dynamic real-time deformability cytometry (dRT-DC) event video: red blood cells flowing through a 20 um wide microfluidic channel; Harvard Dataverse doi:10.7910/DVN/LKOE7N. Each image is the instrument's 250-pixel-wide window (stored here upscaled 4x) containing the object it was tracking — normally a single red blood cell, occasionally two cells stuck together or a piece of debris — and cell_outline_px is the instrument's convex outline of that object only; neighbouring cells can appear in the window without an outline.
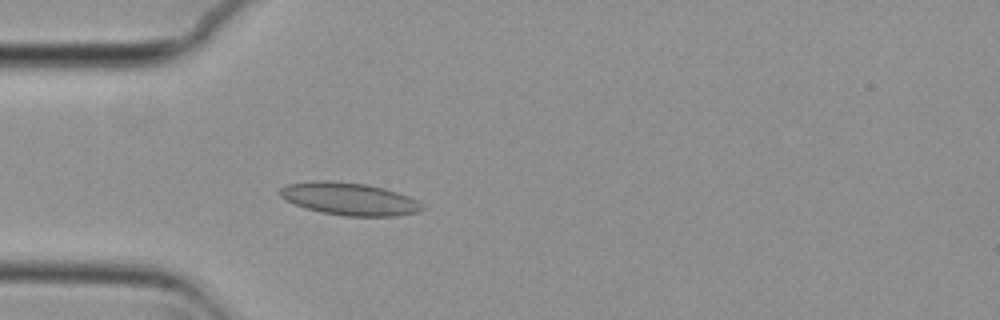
{"species": "common noctule bat (a hibernating species)", "species_latin": "Nyctalus noctula", "temperature_condition": "cold", "stored_images_in_passage": 45, "camera_frame_rate_fps": 3000, "um_per_image_px": 0.085, "animal": {"sex": "female", "body_mass_g": 29.2, "forearm_length_mm": 56.3}, "frame": {"image": 1, "passage_image": 6, "time_ms": 1.667, "image_size_px": [1000, 320], "cell_outline_px": [[424, 208], [420, 212], [396, 216], [344, 216], [320, 212], [304, 208], [280, 196], [280, 188], [288, 184], [316, 180], [324, 180], [364, 184], [384, 188], [408, 196], [424, 204]], "centroid_in_image_um": [29.72, 16.92], "position_along_channel_um": 55.3, "area_um2": 26.88}}
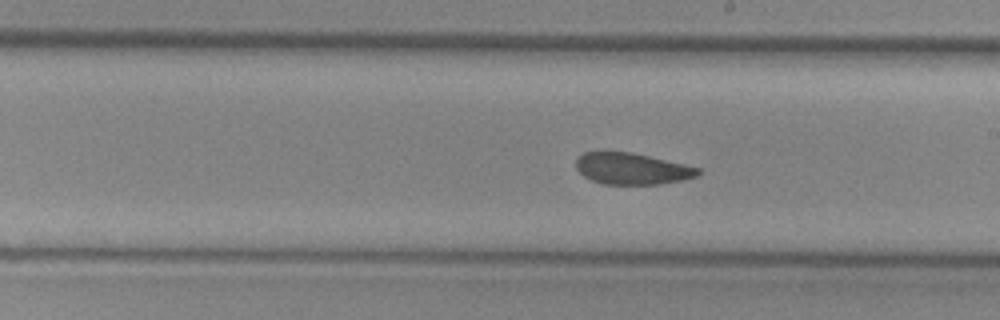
{"frame": {"image": 2, "passage_image": 21, "time_ms": 6.667, "image_size_px": [1000, 320], "cell_outline_px": [[700, 176], [660, 184], [604, 184], [592, 180], [584, 176], [576, 168], [576, 160], [584, 152], [608, 148], [632, 152], [700, 168]], "centroid_in_image_um": [53.66, 14.29], "position_along_channel_um": 235.3, "area_um2": 22.83}}
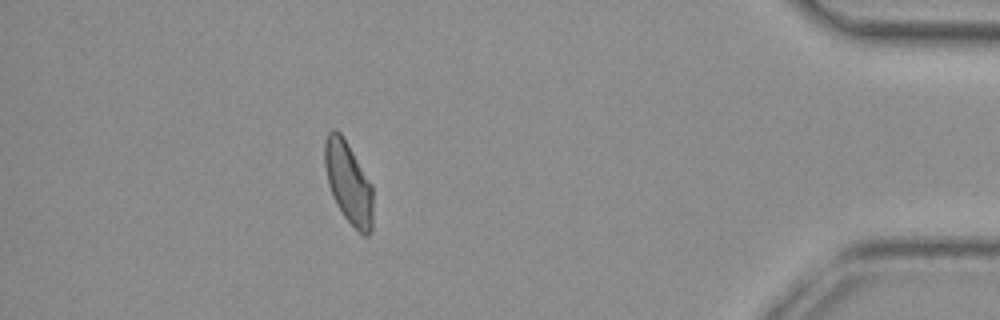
{"frame": {"image": 3, "passage_image": 39, "time_ms": 12.667, "image_size_px": [1000, 320], "cell_outline_px": [[372, 228], [368, 236], [364, 236], [344, 216], [336, 204], [332, 196], [328, 184], [324, 164], [324, 140], [328, 132], [332, 128], [336, 128], [340, 132], [372, 184]], "centroid_in_image_um": [29.59, 15.5], "position_along_channel_um": 405.6, "area_um2": 22.95}, "authors_computed_cell_mechanics": {"area_um2": 23.698, "velocity_mm_per_s": 3.7175, "shape_relaxation_time_tau1_ms": null, "shape_relaxation_time_tau2_ms": 2.5098, "deformation_change_tau1": null, "deformation_change_tau2": 0.0871}}